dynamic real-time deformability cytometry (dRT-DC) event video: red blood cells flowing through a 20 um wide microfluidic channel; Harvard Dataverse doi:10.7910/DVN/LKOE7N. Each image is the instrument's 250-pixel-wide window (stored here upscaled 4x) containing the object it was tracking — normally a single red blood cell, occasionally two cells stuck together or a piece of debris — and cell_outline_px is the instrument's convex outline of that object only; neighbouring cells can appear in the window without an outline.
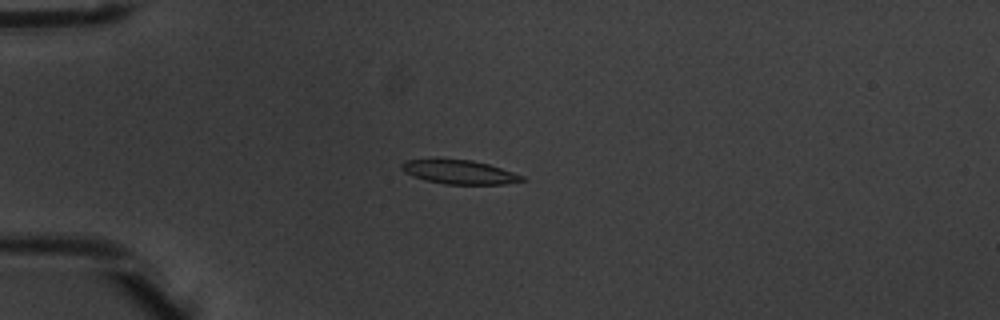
{"species": "common noctule bat (a hibernating species)", "species_latin": "Nyctalus noctula", "temperature_condition": "warm", "stored_images_in_passage": 7, "camera_frame_rate_fps": 3000, "um_per_image_px": 0.085, "animal": {"sex": "male", "body_mass_g": 20.1, "forearm_length_mm": 53.5}, "frame": {"image": 1, "passage_image": 5, "time_ms": 1.333, "image_size_px": [1000, 320], "cell_outline_px": [[524, 180], [504, 184], [444, 184], [412, 176], [404, 172], [400, 168], [400, 164], [404, 160], [436, 156], [472, 160], [488, 164], [524, 176]], "centroid_in_image_um": [38.91, 14.57], "position_along_channel_um": 46.1, "area_um2": 17.4}}